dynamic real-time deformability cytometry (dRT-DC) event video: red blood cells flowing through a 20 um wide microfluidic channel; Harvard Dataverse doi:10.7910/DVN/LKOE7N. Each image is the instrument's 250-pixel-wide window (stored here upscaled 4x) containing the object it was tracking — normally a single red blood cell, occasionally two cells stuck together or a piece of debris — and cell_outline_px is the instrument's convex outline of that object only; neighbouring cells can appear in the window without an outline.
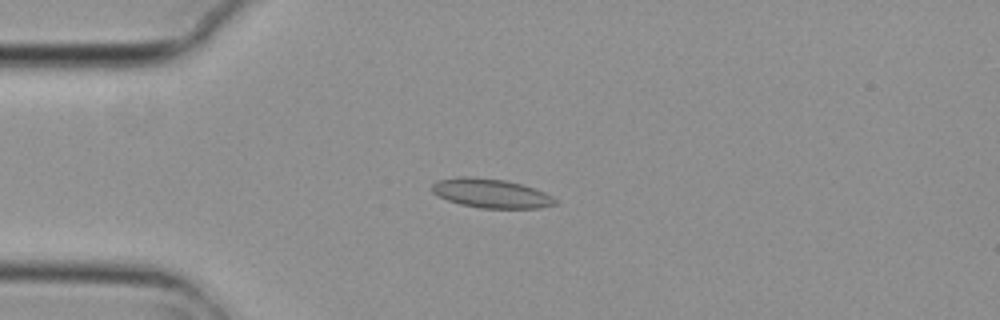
{"species": "common noctule bat (a hibernating species)", "species_latin": "Nyctalus noctula", "temperature_condition": "cold", "stored_images_in_passage": 3, "camera_frame_rate_fps": 3000, "um_per_image_px": 0.085, "animal": {"sex": "female", "body_mass_g": 29.2, "forearm_length_mm": 56.3}, "frame": {"image": 1, "passage_image": 2, "time_ms": 0.333, "image_size_px": [1000, 320], "cell_outline_px": [[556, 204], [540, 208], [480, 208], [460, 204], [448, 200], [432, 192], [432, 184], [436, 180], [460, 176], [468, 176], [504, 180], [524, 184], [544, 192], [552, 196], [556, 200]], "centroid_in_image_um": [41.73, 16.42], "position_along_channel_um": 43.3, "area_um2": 20.92}}